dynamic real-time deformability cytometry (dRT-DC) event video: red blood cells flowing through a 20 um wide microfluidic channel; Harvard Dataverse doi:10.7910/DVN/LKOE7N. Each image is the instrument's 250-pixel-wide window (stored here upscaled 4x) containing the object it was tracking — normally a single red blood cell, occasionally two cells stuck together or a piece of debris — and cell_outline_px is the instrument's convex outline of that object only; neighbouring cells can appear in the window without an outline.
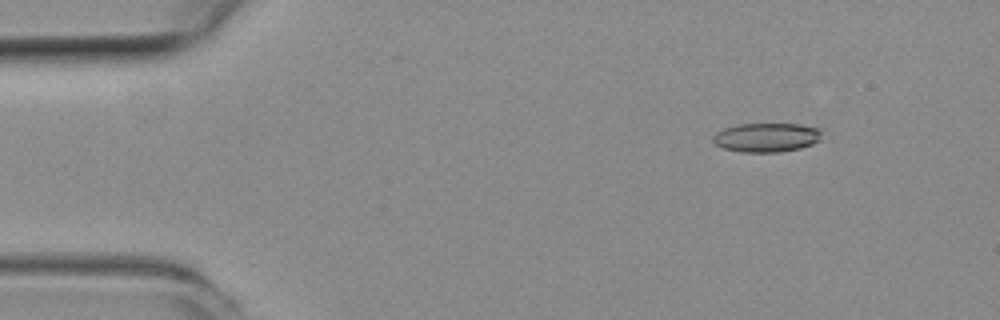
{"species": "common noctule bat (a hibernating species)", "species_latin": "Nyctalus noctula", "temperature_condition": "room temperature", "stored_images_in_passage": 49, "camera_frame_rate_fps": 3000, "um_per_image_px": 0.085, "animal": {"sex": "female", "body_mass_g": 19.3, "forearm_length_mm": 54.1}, "frame": {"image": 1, "passage_image": 3, "time_ms": 0.667, "image_size_px": [1000, 320], "cell_outline_px": [[820, 140], [812, 144], [800, 148], [780, 152], [740, 152], [724, 148], [716, 144], [712, 140], [712, 136], [716, 132], [724, 128], [736, 124], [800, 124], [820, 128]], "centroid_in_image_um": [65.14, 11.68], "position_along_channel_um": 19.9, "area_um2": 18.5}}
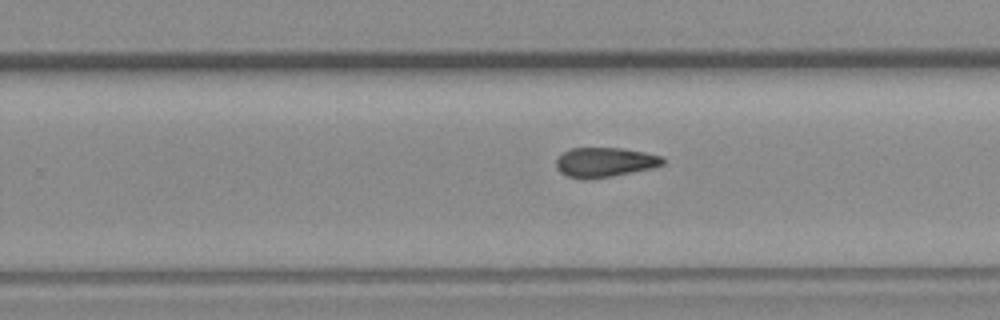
{"frame": {"image": 2, "passage_image": 29, "time_ms": 9.333, "image_size_px": [1000, 320], "cell_outline_px": [[664, 164], [652, 168], [612, 176], [588, 180], [584, 180], [564, 176], [556, 168], [556, 160], [564, 152], [572, 148], [620, 148], [644, 152], [660, 156], [664, 160]], "centroid_in_image_um": [51.36, 13.81], "position_along_channel_um": 278.4, "area_um2": 18.44}}
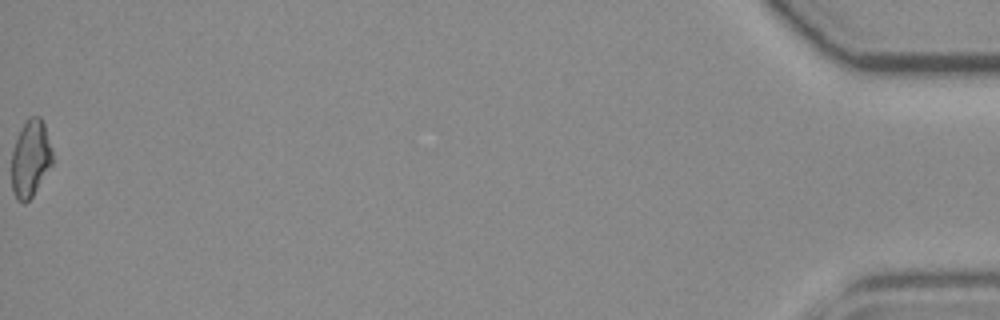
{"frame": {"image": 3, "passage_image": 49, "time_ms": 16.0, "image_size_px": [1000, 320], "cell_outline_px": [[52, 164], [32, 196], [24, 204], [16, 200], [12, 192], [12, 152], [16, 140], [28, 116], [40, 116], [44, 124], [52, 152]], "centroid_in_image_um": [2.58, 13.5], "position_along_channel_um": 432.6, "area_um2": 18.09}, "authors_computed_cell_mechanics": {"area_um2": 18.7272, "velocity_mm_per_s": 3.9534, "shape_relaxation_time_tau1_ms": null, "shape_relaxation_time_tau2_ms": 2.6408, "deformation_change_tau1": null, "deformation_change_tau2": 0.0979}}